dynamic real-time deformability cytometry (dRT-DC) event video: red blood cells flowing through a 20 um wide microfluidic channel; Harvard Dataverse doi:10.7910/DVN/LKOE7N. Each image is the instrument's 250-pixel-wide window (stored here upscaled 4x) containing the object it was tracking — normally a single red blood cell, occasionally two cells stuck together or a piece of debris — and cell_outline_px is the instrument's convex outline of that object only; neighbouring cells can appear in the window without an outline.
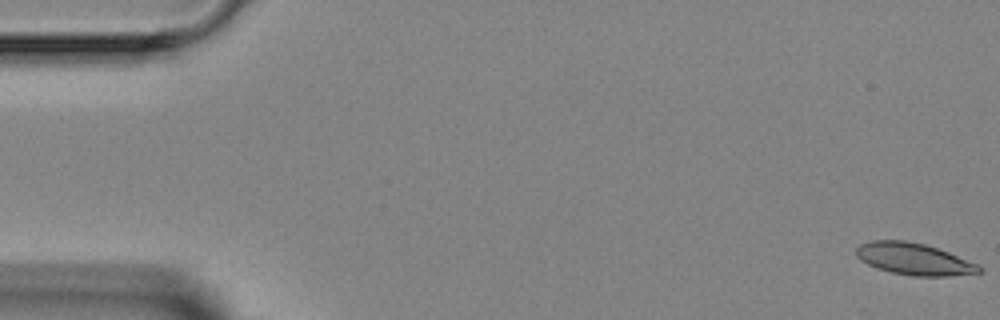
{"species": "Egyptian fruit bat (a non-hibernating species)", "species_latin": "Rousettus aegyptiacus", "temperature_condition": "room temperature", "stored_images_in_passage": 6, "camera_frame_rate_fps": 3000, "um_per_image_px": 0.085, "animal": {"sex": "female"}, "frame": {"image": 1, "passage_image": 1, "time_ms": 0.0, "image_size_px": [1000, 320], "cell_outline_px": [[984, 272], [948, 276], [912, 276], [892, 272], [876, 268], [860, 260], [856, 256], [856, 248], [860, 244], [872, 240], [904, 240], [924, 244], [948, 252], [980, 264], [984, 268]], "centroid_in_image_um": [77.72, 22.02], "position_along_channel_um": 7.3, "area_um2": 22.95}}
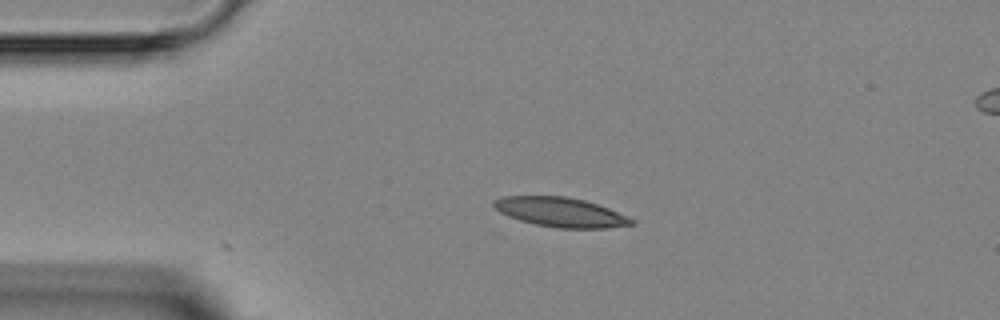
{"frame": {"image": 2, "passage_image": 4, "time_ms": 3.333, "image_size_px": [1000, 320], "cell_outline_px": [[636, 224], [608, 228], [560, 228], [536, 224], [520, 220], [508, 216], [500, 212], [492, 204], [492, 200], [504, 196], [568, 196], [584, 200], [608, 208], [636, 220]], "centroid_in_image_um": [47.66, 18.03], "position_along_channel_um": 37.3, "area_um2": 23.58}}
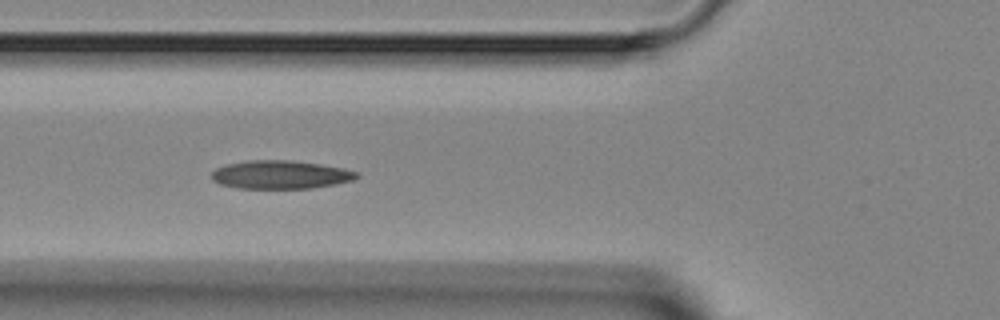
{"frame": {"image": 3, "passage_image": 6, "time_ms": 5.667, "image_size_px": [1000, 320], "cell_outline_px": [[360, 176], [352, 180], [336, 184], [312, 188], [236, 188], [220, 184], [212, 180], [212, 172], [216, 168], [224, 164], [248, 160], [292, 160], [320, 164], [344, 168], [356, 172]], "centroid_in_image_um": [23.82, 14.84], "position_along_channel_um": 102.0, "area_um2": 24.04}}